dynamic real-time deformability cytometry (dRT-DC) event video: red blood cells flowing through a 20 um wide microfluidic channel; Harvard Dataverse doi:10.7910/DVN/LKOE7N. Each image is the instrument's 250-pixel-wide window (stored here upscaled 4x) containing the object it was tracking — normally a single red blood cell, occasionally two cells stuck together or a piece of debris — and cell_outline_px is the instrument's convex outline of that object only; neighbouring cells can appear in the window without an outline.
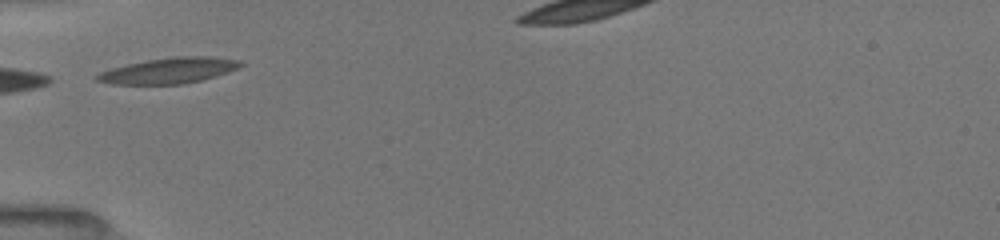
{"species": "common noctule bat (a hibernating species)", "species_latin": "Nyctalus noctula", "temperature_condition": "room temperature", "stored_images_in_passage": 31, "camera_frame_rate_fps": 3000, "um_per_image_px": 0.085, "animal": {"sex": "female", "body_mass_g": 19.5, "forearm_length_mm": 54.1}, "frame": {"image": 1, "passage_image": 1, "time_ms": 0.0, "image_size_px": [1000, 240], "cell_outline_px": [[244, 64], [236, 68], [200, 80], [180, 84], [112, 84], [96, 80], [92, 76], [100, 72], [112, 68], [128, 64], [148, 60], [176, 56], [208, 56], [240, 60]], "centroid_in_image_um": [14.29, 5.99], "position_along_channel_um": 70.7, "area_um2": 21.1}}